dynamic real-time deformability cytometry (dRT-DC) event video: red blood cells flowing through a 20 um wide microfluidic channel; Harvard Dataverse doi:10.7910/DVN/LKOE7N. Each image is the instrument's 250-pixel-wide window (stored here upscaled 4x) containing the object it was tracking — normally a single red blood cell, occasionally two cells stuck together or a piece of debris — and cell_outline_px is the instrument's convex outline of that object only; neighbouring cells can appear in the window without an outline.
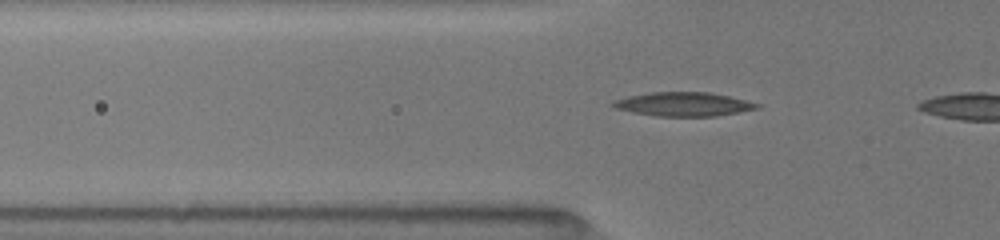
{"species": "common noctule bat (a hibernating species)", "species_latin": "Nyctalus noctula", "temperature_condition": "room temperature", "stored_images_in_passage": 4, "camera_frame_rate_fps": 3000, "um_per_image_px": 0.085, "animal": {"sex": "female", "body_mass_g": 19.5, "forearm_length_mm": 54.1}, "frame": {"image": 1, "passage_image": 2, "time_ms": 0.333, "image_size_px": [1000, 240], "cell_outline_px": [[760, 108], [716, 116], [656, 116], [616, 108], [608, 104], [616, 100], [628, 96], [652, 92], [708, 92], [728, 96], [760, 104]], "centroid_in_image_um": [58.1, 8.85], "position_along_channel_um": 67.7, "area_um2": 19.77}}